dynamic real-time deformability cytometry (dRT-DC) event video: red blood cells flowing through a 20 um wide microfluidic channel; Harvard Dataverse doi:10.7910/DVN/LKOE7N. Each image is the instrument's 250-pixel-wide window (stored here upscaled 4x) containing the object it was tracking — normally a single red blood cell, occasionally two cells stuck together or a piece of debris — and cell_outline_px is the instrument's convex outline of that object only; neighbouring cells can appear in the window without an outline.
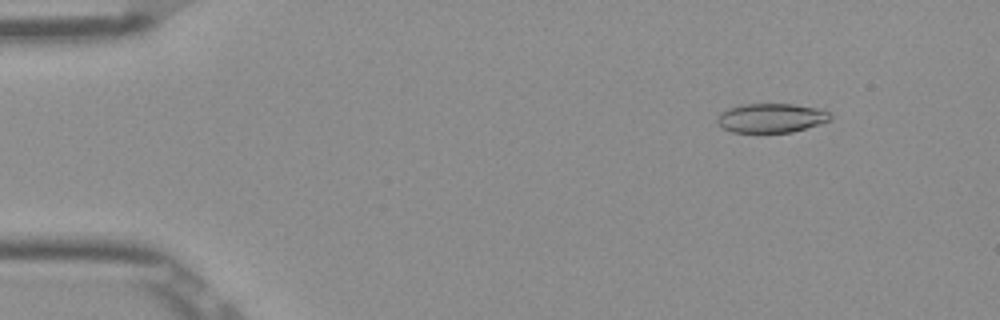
{"species": "Egyptian fruit bat (a non-hibernating species)", "species_latin": "Rousettus aegyptiacus", "temperature_condition": "room temperature", "stored_images_in_passage": 49, "camera_frame_rate_fps": 3000, "um_per_image_px": 0.085, "frame": {"image": 1, "passage_image": 3, "time_ms": 0.667, "image_size_px": [1000, 320], "cell_outline_px": [[832, 120], [820, 124], [792, 132], [732, 132], [720, 128], [716, 124], [716, 120], [720, 112], [728, 108], [740, 104], [792, 104], [816, 108], [828, 112], [832, 116]], "centroid_in_image_um": [65.5, 10.03], "position_along_channel_um": 19.5, "area_um2": 19.42}}
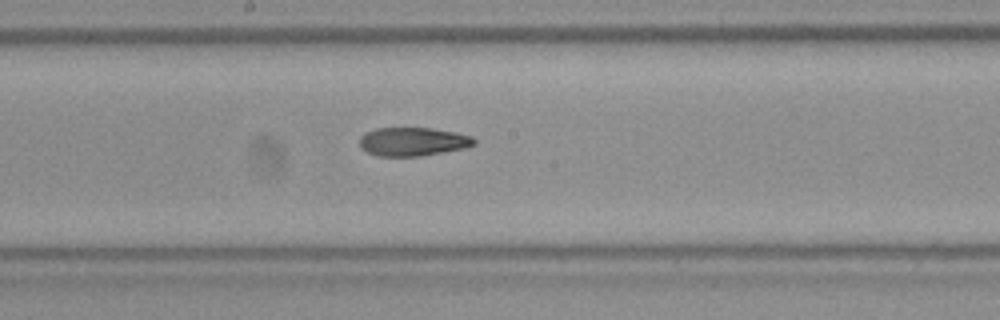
{"frame": {"image": 2, "passage_image": 25, "time_ms": 8.0, "image_size_px": [1000, 320], "cell_outline_px": [[476, 144], [464, 148], [420, 156], [376, 156], [360, 148], [360, 136], [364, 132], [376, 128], [432, 128], [472, 136], [476, 140]], "centroid_in_image_um": [35.06, 12.04], "position_along_channel_um": 213.1, "area_um2": 19.07}}
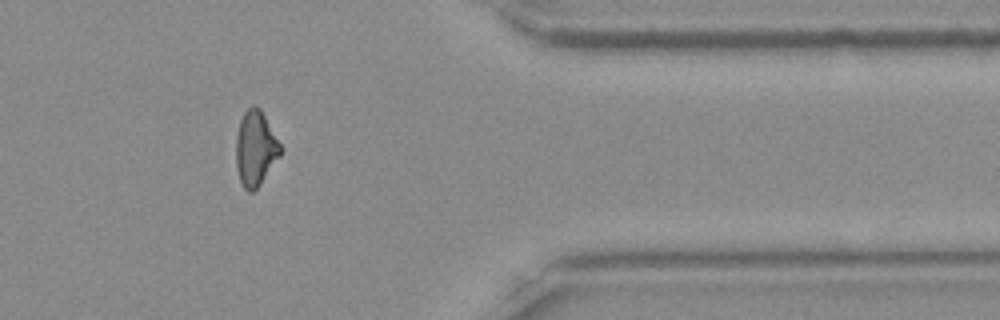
{"frame": {"image": 3, "passage_image": 40, "time_ms": 13.0, "image_size_px": [1000, 320], "cell_outline_px": [[284, 148], [280, 156], [260, 184], [252, 192], [248, 192], [244, 188], [240, 180], [236, 168], [236, 136], [240, 120], [244, 112], [252, 104], [256, 104], [260, 108]], "centroid_in_image_um": [21.73, 12.59], "position_along_channel_um": 389.7, "area_um2": 19.65}, "authors_computed_cell_mechanics": {"area_um2": 19.652, "velocity_mm_per_s": 3.9111, "shape_relaxation_time_tau1_ms": null, "shape_relaxation_time_tau2_ms": 4.4502, "deformation_change_tau1": null, "deformation_change_tau2": 0.1264}}